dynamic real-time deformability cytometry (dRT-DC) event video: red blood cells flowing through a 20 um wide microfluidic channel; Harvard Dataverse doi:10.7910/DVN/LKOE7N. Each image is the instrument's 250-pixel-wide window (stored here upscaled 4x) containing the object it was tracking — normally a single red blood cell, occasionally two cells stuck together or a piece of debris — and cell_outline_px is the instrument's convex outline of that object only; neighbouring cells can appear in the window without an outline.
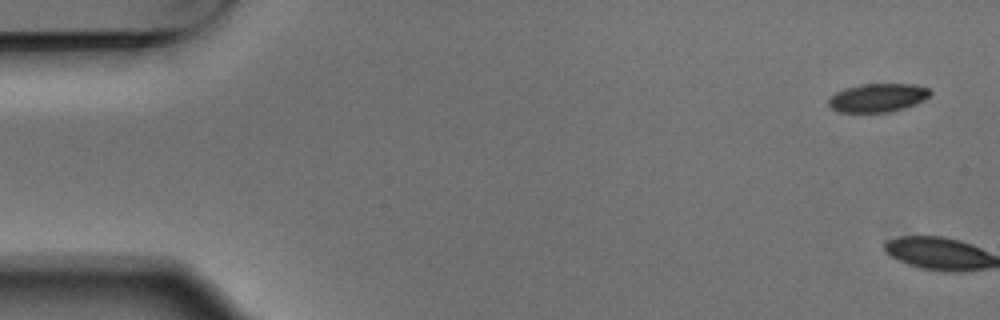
{"species": "Egyptian fruit bat (a non-hibernating species)", "species_latin": "Rousettus aegyptiacus", "temperature_condition": "warm", "stored_images_in_passage": 6, "camera_frame_rate_fps": 3000, "um_per_image_px": 0.085, "animal": {"sex": "male"}, "frame": {"image": 1, "passage_image": 1, "time_ms": 0.0, "image_size_px": [1000, 320], "cell_outline_px": [[932, 92], [924, 100], [904, 108], [892, 112], [836, 112], [828, 104], [828, 100], [836, 92], [844, 88], [860, 84], [916, 84], [928, 88]], "centroid_in_image_um": [74.6, 8.3], "position_along_channel_um": 10.4, "area_um2": 16.94}}